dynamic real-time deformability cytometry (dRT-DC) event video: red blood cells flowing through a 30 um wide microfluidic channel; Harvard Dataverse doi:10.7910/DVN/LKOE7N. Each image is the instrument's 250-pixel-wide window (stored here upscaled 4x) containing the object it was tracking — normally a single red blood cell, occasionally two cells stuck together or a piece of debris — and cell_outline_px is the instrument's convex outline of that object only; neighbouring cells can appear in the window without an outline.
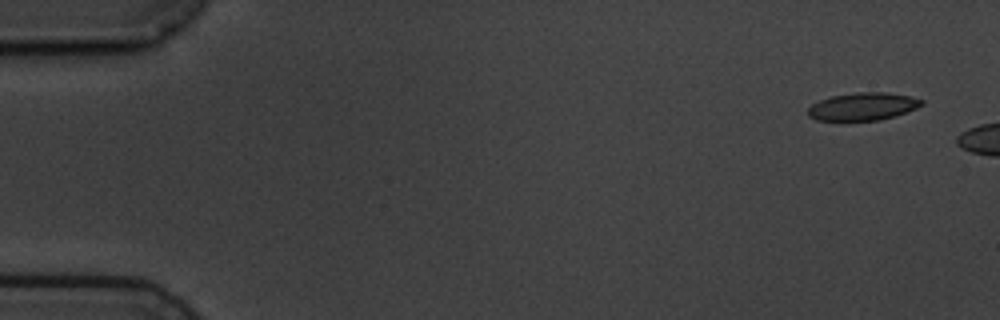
{"species": "common noctule bat (a hibernating species)", "species_latin": "Nyctalus noctula", "temperature_condition": "cold", "stored_images_in_passage": 6, "camera_frame_rate_fps": 3000, "um_per_image_px": 0.085, "animal": {"sex": "male", "body_mass_g": 19.5, "forearm_length_mm": 54.6}, "frame": {"image": 1, "passage_image": 1, "time_ms": 0.0, "image_size_px": [1000, 320], "cell_outline_px": [[924, 104], [916, 108], [892, 116], [876, 120], [844, 124], [816, 120], [808, 116], [808, 108], [812, 104], [820, 100], [832, 96], [856, 92], [884, 92], [912, 96], [924, 100]], "centroid_in_image_um": [73.27, 9.09], "position_along_channel_um": 11.7, "area_um2": 19.02}}